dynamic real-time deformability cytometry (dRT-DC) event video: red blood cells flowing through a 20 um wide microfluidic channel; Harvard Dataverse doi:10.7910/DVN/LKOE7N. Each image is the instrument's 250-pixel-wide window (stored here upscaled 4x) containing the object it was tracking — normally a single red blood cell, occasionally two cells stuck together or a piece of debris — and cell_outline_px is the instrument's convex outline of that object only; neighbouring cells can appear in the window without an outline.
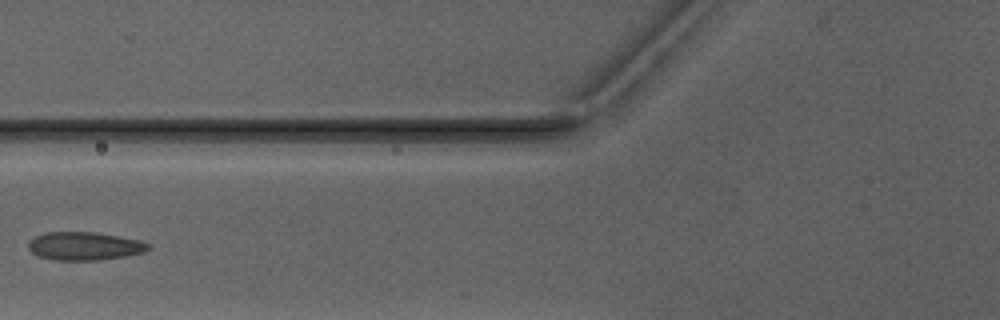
{"species": "Egyptian fruit bat (a non-hibernating species)", "species_latin": "Rousettus aegyptiacus", "temperature_condition": "warm", "stored_images_in_passage": 6, "camera_frame_rate_fps": 3000, "um_per_image_px": 0.085, "animal": {"sex": "male"}, "frame": {"image": 1, "passage_image": 6, "time_ms": 6.0, "image_size_px": [1000, 320], "cell_outline_px": [[148, 248], [144, 252], [124, 256], [96, 260], [52, 260], [40, 256], [32, 252], [28, 248], [28, 240], [44, 232], [92, 232], [140, 240], [148, 244]], "centroid_in_image_um": [7.12, 20.91], "position_along_channel_um": 118.7, "area_um2": 19.48}}